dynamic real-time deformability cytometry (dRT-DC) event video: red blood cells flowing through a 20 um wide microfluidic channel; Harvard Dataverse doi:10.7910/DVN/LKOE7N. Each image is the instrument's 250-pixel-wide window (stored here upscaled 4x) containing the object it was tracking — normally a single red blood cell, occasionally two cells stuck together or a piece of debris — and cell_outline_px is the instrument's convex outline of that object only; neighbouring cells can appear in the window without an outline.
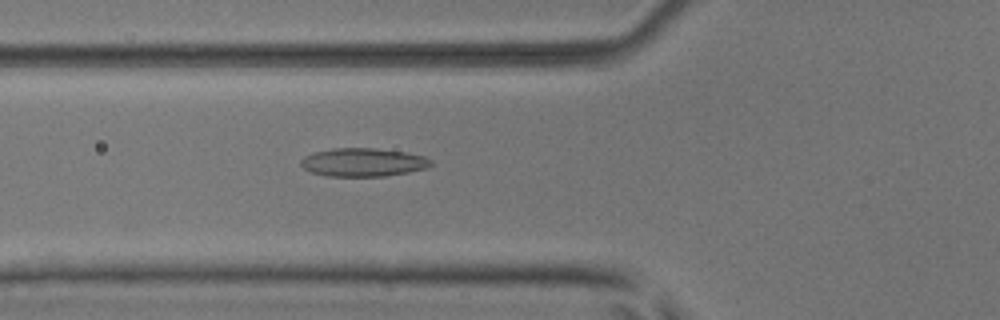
{"species": "common noctule bat (a hibernating species)", "species_latin": "Nyctalus noctula", "temperature_condition": "room temperature", "stored_images_in_passage": 53, "camera_frame_rate_fps": 3000, "um_per_image_px": 0.085, "animal": {"sex": "male", "body_mass_g": 17.9, "forearm_length_mm": 54.2}, "frame": {"image": 1, "passage_image": 20, "time_ms": 6.333, "image_size_px": [1000, 320], "cell_outline_px": [[432, 164], [428, 168], [408, 172], [384, 176], [328, 176], [312, 172], [304, 168], [300, 164], [300, 160], [304, 156], [316, 152], [332, 148], [376, 148], [408, 152], [424, 156], [432, 160]], "centroid_in_image_um": [30.9, 13.79], "position_along_channel_um": 94.9, "area_um2": 21.56}}
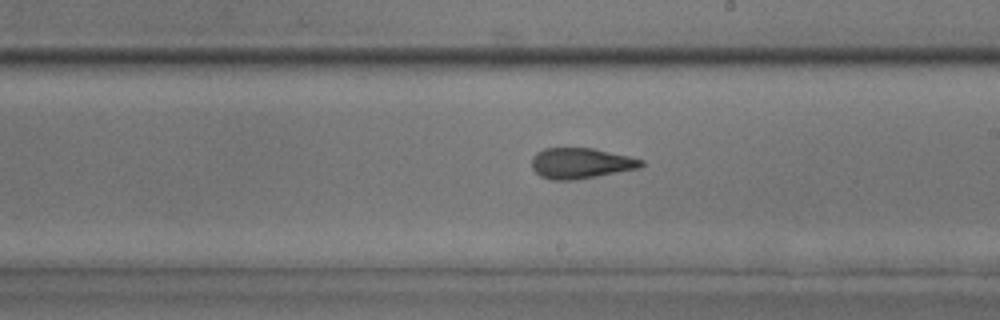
{"frame": {"image": 2, "passage_image": 31, "time_ms": 10.0, "image_size_px": [1000, 320], "cell_outline_px": [[644, 164], [640, 168], [596, 176], [572, 180], [552, 180], [540, 176], [532, 168], [532, 156], [536, 152], [544, 148], [592, 148], [628, 156], [644, 160]], "centroid_in_image_um": [49.34, 13.87], "position_along_channel_um": 239.7, "area_um2": 19.48}}
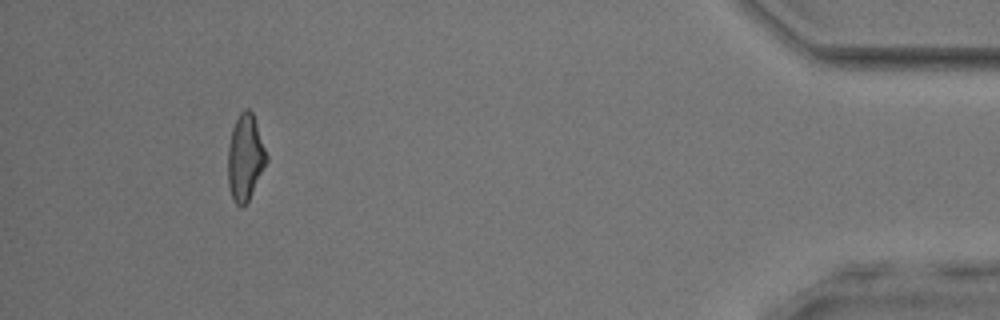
{"frame": {"image": 3, "passage_image": 49, "time_ms": 16.0, "image_size_px": [1000, 320], "cell_outline_px": [[268, 160], [248, 200], [240, 208], [236, 204], [232, 196], [228, 184], [228, 148], [232, 128], [240, 112], [244, 108], [248, 108], [252, 112], [268, 156]], "centroid_in_image_um": [20.84, 13.37], "position_along_channel_um": 414.4, "area_um2": 19.13}, "authors_computed_cell_mechanics": {"area_um2": 19.9988, "velocity_mm_per_s": 3.9525, "shape_relaxation_time_tau1_ms": null, "shape_relaxation_time_tau2_ms": 1.756, "deformation_change_tau1": null, "deformation_change_tau2": 0.1027}}